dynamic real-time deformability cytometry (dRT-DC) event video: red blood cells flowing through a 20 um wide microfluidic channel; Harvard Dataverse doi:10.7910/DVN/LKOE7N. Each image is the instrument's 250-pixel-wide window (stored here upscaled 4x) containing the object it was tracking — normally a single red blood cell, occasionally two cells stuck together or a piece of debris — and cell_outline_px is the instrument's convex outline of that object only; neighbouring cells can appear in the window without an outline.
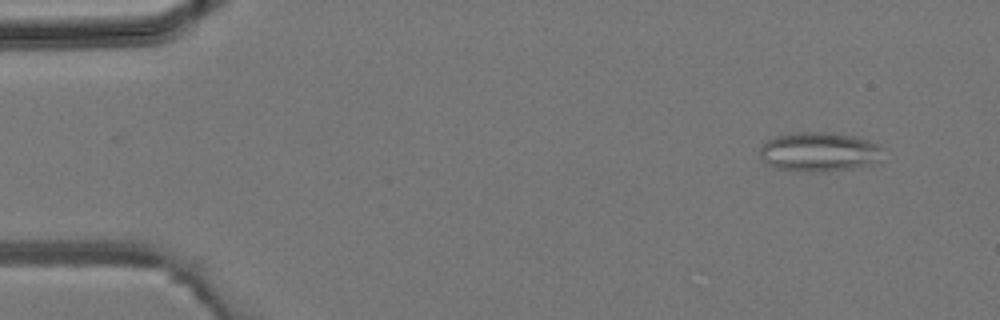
{"species": "common noctule bat (a hibernating species)", "species_latin": "Nyctalus noctula", "temperature_condition": "room temperature", "stored_images_in_passage": 20, "camera_frame_rate_fps": 3000, "um_per_image_px": 0.085, "animal": {"sex": "male", "body_mass_g": 19.2, "forearm_length_mm": 51.8}, "frame": {"image": 1, "passage_image": 3, "time_ms": 0.667, "image_size_px": [1000, 320], "cell_outline_px": [[884, 148], [872, 164], [856, 168], [824, 172], [808, 172], [776, 168], [764, 164], [760, 156], [760, 144], [764, 140], [776, 136], [792, 132], [832, 132], [852, 136], [868, 140], [880, 144]], "centroid_in_image_um": [69.56, 12.9], "position_along_channel_um": 15.4, "area_um2": 28.67}}
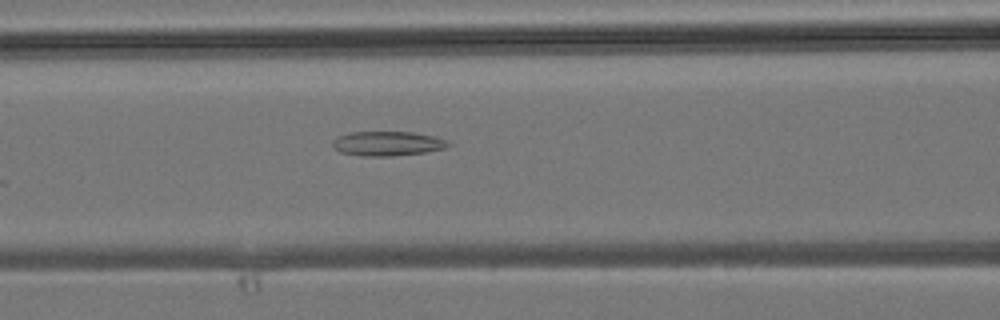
{"frame": {"image": 2, "passage_image": 17, "time_ms": 5.333, "image_size_px": [1000, 320], "cell_outline_px": [[452, 144], [448, 148], [424, 152], [388, 156], [360, 156], [340, 152], [332, 144], [332, 140], [336, 136], [352, 132], [412, 132], [436, 136], [448, 140]], "centroid_in_image_um": [32.97, 12.19], "position_along_channel_um": 133.6, "area_um2": 16.65}}
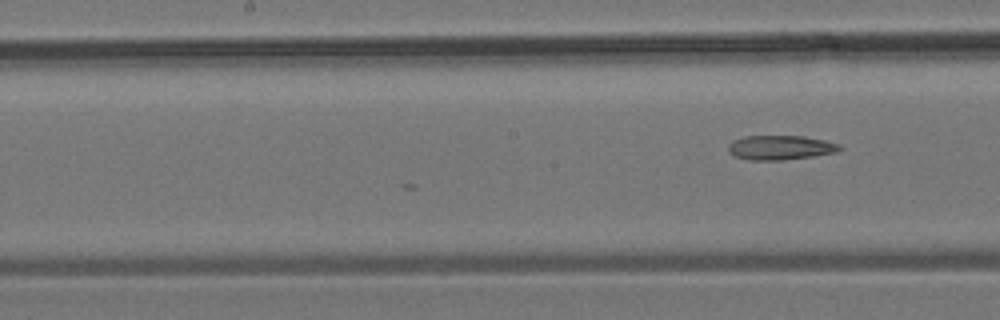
{"frame": {"image": 3, "passage_image": 20, "time_ms": 6.333, "image_size_px": [1000, 320], "cell_outline_px": [[844, 148], [836, 152], [812, 156], [780, 160], [748, 160], [736, 156], [728, 152], [728, 144], [732, 140], [744, 136], [804, 136], [824, 140], [840, 144]], "centroid_in_image_um": [66.32, 12.53], "position_along_channel_um": 181.9, "area_um2": 15.9}}